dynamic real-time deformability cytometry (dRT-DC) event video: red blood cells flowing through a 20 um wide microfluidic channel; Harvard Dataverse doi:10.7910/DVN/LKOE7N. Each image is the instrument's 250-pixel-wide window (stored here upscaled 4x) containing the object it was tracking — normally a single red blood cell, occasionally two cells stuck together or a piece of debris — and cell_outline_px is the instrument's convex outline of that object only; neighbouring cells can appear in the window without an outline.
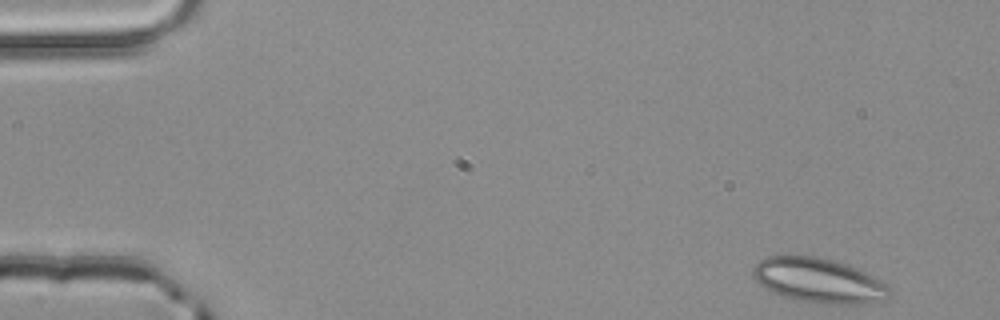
{"species": "common noctule bat (a hibernating species)", "species_latin": "Nyctalus noctula", "temperature_condition": "room temperature", "stored_images_in_passage": 4, "camera_frame_rate_fps": 3000, "um_per_image_px": 0.085, "animal": {"sex": "male", "body_mass_g": 20.4}, "frame": {"image": 1, "passage_image": 1, "time_ms": 0.0, "image_size_px": [1000, 320], "cell_outline_px": [[888, 296], [884, 300], [868, 304], [824, 304], [800, 300], [780, 296], [764, 288], [752, 276], [752, 268], [760, 260], [768, 256], [816, 256], [832, 260], [844, 264], [864, 272], [880, 280], [888, 288]], "centroid_in_image_um": [69.54, 23.86], "position_along_channel_um": 15.5, "area_um2": 35.26}}